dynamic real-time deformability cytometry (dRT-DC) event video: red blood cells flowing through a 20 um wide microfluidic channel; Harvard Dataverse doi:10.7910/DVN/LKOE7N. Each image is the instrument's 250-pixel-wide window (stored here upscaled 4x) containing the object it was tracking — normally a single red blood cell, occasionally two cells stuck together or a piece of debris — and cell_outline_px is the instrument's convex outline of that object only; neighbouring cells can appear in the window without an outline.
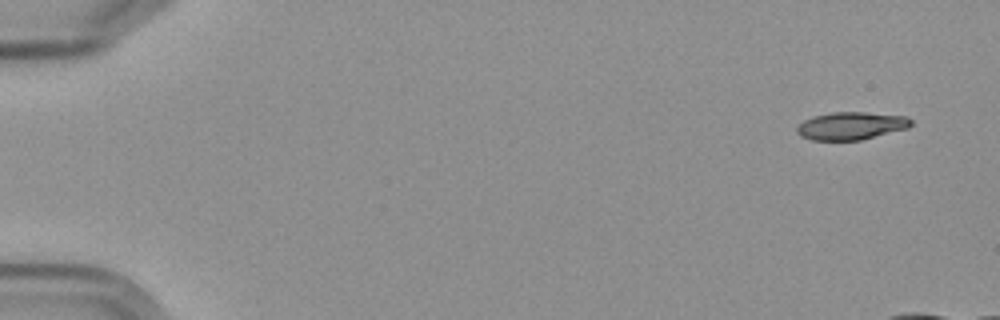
{"species": "Egyptian fruit bat (a non-hibernating species)", "species_latin": "Rousettus aegyptiacus", "temperature_condition": "cold", "stored_images_in_passage": 6, "segment_of_instrument_passage": [2, 2], "camera_frame_rate_fps": 3000, "um_per_image_px": 0.085, "frame": {"image": 1, "passage_image": 6, "time_ms": 6.0, "image_size_px": [1000, 320], "cell_outline_px": [[912, 124], [908, 128], [860, 140], [812, 140], [800, 136], [796, 132], [796, 128], [804, 120], [812, 116], [832, 112], [864, 112], [908, 116], [912, 120]], "centroid_in_image_um": [72.34, 10.69], "position_along_channel_um": 12.7, "area_um2": 18.5}}